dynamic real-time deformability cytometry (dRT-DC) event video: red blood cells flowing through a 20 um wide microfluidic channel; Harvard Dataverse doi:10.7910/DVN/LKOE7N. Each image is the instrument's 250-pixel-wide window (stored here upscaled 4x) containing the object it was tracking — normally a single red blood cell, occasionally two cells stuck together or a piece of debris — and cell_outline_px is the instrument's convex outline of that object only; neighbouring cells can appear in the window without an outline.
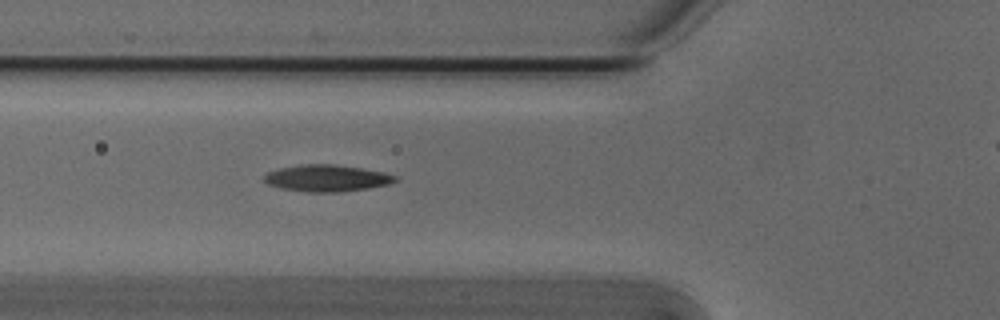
{"species": "Egyptian fruit bat (a non-hibernating species)", "species_latin": "Rousettus aegyptiacus", "temperature_condition": "cold", "stored_images_in_passage": 38, "camera_frame_rate_fps": 3000, "um_per_image_px": 0.085, "animal": {"sex": "male"}, "frame": {"image": 1, "passage_image": 10, "time_ms": 3.0, "image_size_px": [1000, 320], "cell_outline_px": [[400, 180], [388, 184], [368, 188], [340, 192], [308, 192], [280, 188], [268, 184], [264, 180], [264, 176], [268, 172], [280, 168], [300, 164], [332, 164], [360, 168], [384, 172], [396, 176]], "centroid_in_image_um": [27.79, 15.14], "position_along_channel_um": 98.0, "area_um2": 20.35}}
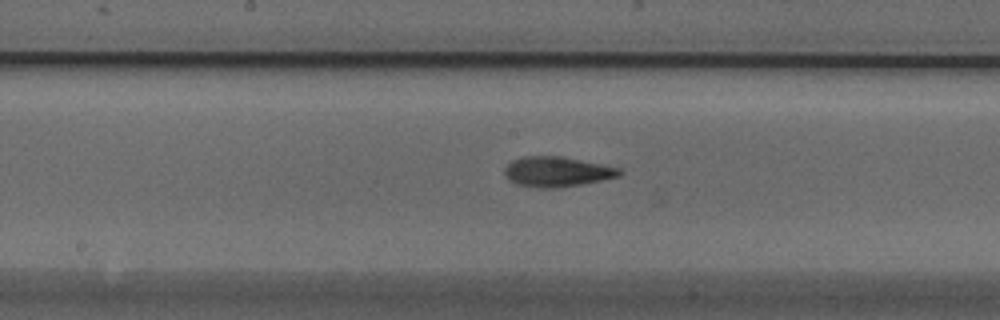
{"frame": {"image": 2, "passage_image": 18, "time_ms": 5.667, "image_size_px": [1000, 320], "cell_outline_px": [[624, 172], [620, 176], [580, 184], [556, 188], [540, 188], [516, 184], [508, 180], [504, 172], [504, 168], [512, 160], [524, 156], [560, 156], [620, 168]], "centroid_in_image_um": [47.31, 14.6], "position_along_channel_um": 200.9, "area_um2": 20.0}}
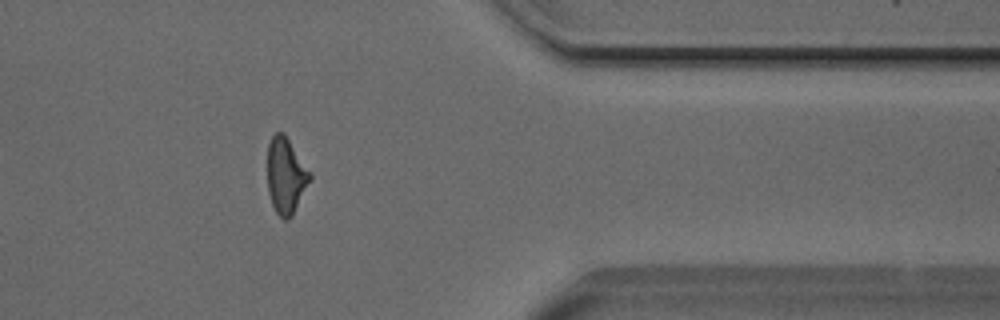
{"frame": {"image": 3, "passage_image": 34, "time_ms": 11.0, "image_size_px": [1000, 320], "cell_outline_px": [[312, 180], [292, 216], [288, 220], [284, 220], [276, 212], [272, 204], [268, 192], [268, 144], [272, 136], [276, 132], [284, 132], [312, 172]], "centroid_in_image_um": [24.33, 14.93], "position_along_channel_um": 387.1, "area_um2": 19.19}}